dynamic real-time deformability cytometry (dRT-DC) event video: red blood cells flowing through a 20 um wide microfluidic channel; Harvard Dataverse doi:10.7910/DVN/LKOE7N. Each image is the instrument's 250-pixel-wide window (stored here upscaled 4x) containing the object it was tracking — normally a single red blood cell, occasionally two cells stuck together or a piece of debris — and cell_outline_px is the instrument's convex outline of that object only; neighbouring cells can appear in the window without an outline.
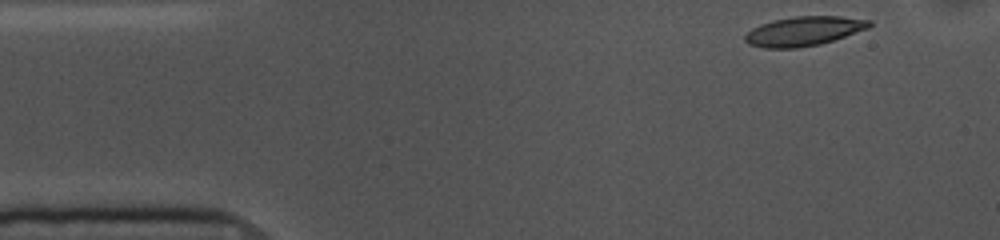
{"species": "common noctule bat (a hibernating species)", "species_latin": "Nyctalus noctula", "temperature_condition": "cold", "stored_images_in_passage": 50, "camera_frame_rate_fps": 3000, "um_per_image_px": 0.085, "animal": {"sex": "female", "body_mass_g": 10.0, "forearm_length_mm": 53.1}, "frame": {"image": 1, "passage_image": 1, "time_ms": 0.0, "image_size_px": [1000, 240], "cell_outline_px": [[872, 24], [868, 28], [820, 44], [796, 48], [764, 48], [748, 44], [744, 40], [744, 36], [752, 28], [760, 24], [772, 20], [796, 16], [840, 16], [872, 20]], "centroid_in_image_um": [68.29, 2.64], "position_along_channel_um": 16.7, "area_um2": 21.21}}
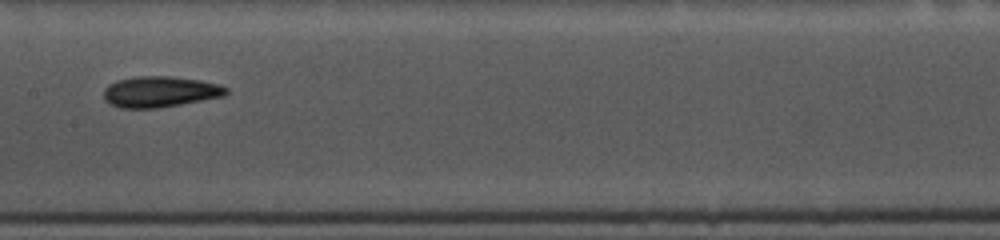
{"frame": {"image": 2, "passage_image": 22, "time_ms": 7.0, "image_size_px": [1000, 240], "cell_outline_px": [[228, 92], [224, 96], [180, 104], [156, 108], [120, 108], [108, 104], [104, 100], [104, 88], [108, 84], [116, 80], [136, 76], [172, 76], [200, 80], [216, 84], [228, 88]], "centroid_in_image_um": [13.54, 7.79], "position_along_channel_um": 193.9, "area_um2": 22.14}}
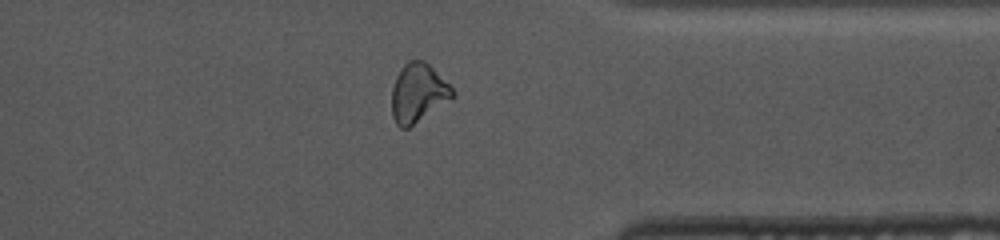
{"frame": {"image": 3, "passage_image": 38, "time_ms": 12.333, "image_size_px": [1000, 240], "cell_outline_px": [[456, 96], [408, 128], [400, 128], [396, 124], [392, 116], [392, 88], [396, 76], [404, 64], [408, 60], [424, 60], [456, 92]], "centroid_in_image_um": [35.53, 7.91], "position_along_channel_um": 375.9, "area_um2": 20.63}, "authors_computed_cell_mechanics": {"area_um2": 21.2415, "velocity_mm_per_s": 3.6006, "shape_relaxation_time_tau1_ms": 7.571, "shape_relaxation_time_tau2_ms": 5.9067, "deformation_change_tau1": 0.1712, "deformation_change_tau2": 0.1392}}